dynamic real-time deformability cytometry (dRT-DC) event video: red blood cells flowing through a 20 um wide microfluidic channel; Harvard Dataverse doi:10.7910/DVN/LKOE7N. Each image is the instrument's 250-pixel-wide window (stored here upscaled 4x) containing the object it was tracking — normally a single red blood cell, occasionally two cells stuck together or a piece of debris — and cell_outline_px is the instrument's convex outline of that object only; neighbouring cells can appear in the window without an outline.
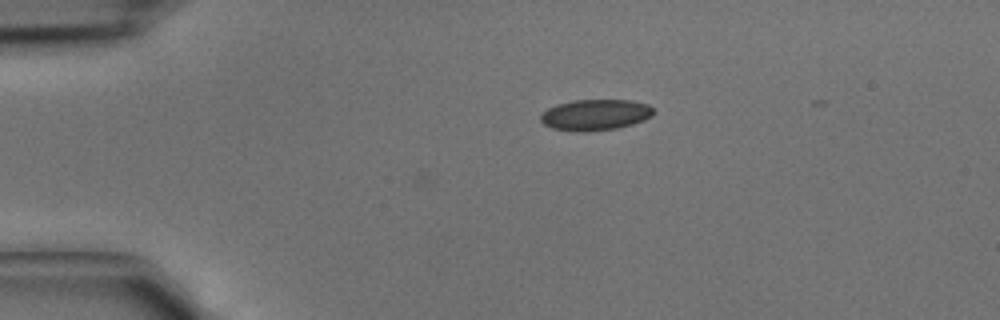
{"species": "common noctule bat (a hibernating species)", "species_latin": "Nyctalus noctula", "temperature_condition": "cold", "stored_images_in_passage": 4, "camera_frame_rate_fps": 3000, "um_per_image_px": 0.085, "animal": {"sex": "male", "body_mass_g": 15.6}, "frame": {"image": 1, "passage_image": 1, "time_ms": 0.0, "image_size_px": [1000, 320], "cell_outline_px": [[652, 116], [644, 120], [632, 124], [616, 128], [588, 132], [572, 132], [552, 128], [544, 124], [540, 120], [540, 116], [548, 108], [556, 104], [572, 100], [632, 100], [648, 104], [652, 108]], "centroid_in_image_um": [50.58, 9.76], "position_along_channel_um": 34.4, "area_um2": 20.52}}